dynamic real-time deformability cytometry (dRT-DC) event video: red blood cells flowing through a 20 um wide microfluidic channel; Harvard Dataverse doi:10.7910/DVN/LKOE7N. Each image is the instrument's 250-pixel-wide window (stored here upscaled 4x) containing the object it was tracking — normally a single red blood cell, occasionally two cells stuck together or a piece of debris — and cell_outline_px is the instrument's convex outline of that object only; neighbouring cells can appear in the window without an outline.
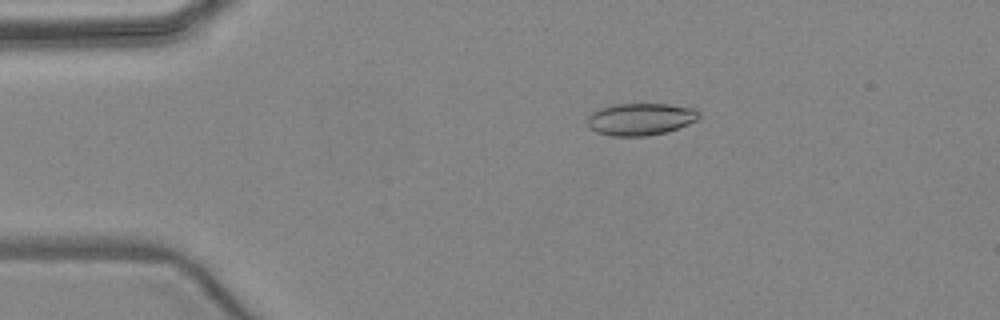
{"species": "common noctule bat (a hibernating species)", "species_latin": "Nyctalus noctula", "temperature_condition": "warm", "stored_images_in_passage": 4, "camera_frame_rate_fps": 3000, "um_per_image_px": 0.085, "animal": {"sex": "female", "body_mass_g": 24.6, "forearm_length_mm": 56.2}, "frame": {"image": 1, "passage_image": 3, "time_ms": 2.333, "image_size_px": [1000, 320], "cell_outline_px": [[700, 116], [696, 120], [688, 124], [664, 132], [644, 136], [612, 136], [596, 132], [588, 128], [588, 116], [592, 112], [600, 108], [616, 104], [668, 104], [692, 108], [700, 112]], "centroid_in_image_um": [54.41, 10.12], "position_along_channel_um": 30.6, "area_um2": 20.75}}